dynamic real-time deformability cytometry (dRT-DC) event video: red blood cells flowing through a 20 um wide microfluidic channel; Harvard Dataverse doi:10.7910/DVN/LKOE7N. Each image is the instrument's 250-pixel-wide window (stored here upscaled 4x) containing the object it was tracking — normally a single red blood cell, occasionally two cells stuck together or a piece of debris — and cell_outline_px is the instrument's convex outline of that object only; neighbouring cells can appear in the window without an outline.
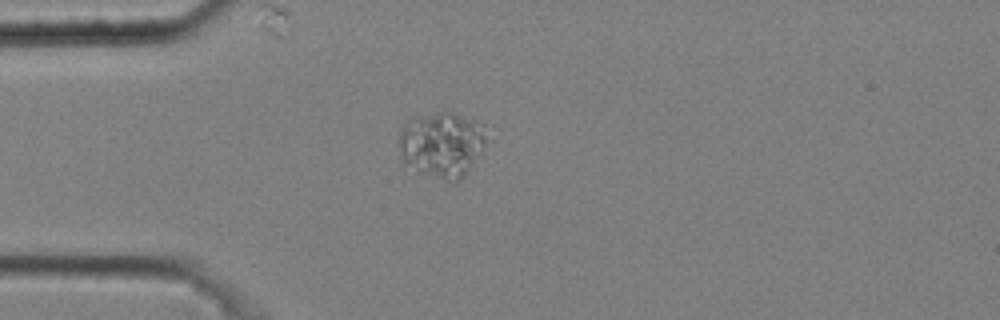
{"species": "common noctule bat (a hibernating species)", "species_latin": "Nyctalus noctula", "temperature_condition": "cold", "stored_images_in_passage": 3, "camera_frame_rate_fps": 3000, "um_per_image_px": 0.085, "animal": {"sex": "male", "body_mass_g": 20.4}, "frame": {"image": 1, "passage_image": 3, "time_ms": 0.667, "image_size_px": [1000, 320], "cell_outline_px": [[484, 144], [464, 176], [460, 180], [452, 184], [416, 172], [404, 164], [400, 148], [400, 132], [408, 120], [412, 116], [440, 112], [452, 112], [476, 120], [484, 136]], "centroid_in_image_um": [37.49, 12.32], "position_along_channel_um": 47.5, "area_um2": 33.18}}